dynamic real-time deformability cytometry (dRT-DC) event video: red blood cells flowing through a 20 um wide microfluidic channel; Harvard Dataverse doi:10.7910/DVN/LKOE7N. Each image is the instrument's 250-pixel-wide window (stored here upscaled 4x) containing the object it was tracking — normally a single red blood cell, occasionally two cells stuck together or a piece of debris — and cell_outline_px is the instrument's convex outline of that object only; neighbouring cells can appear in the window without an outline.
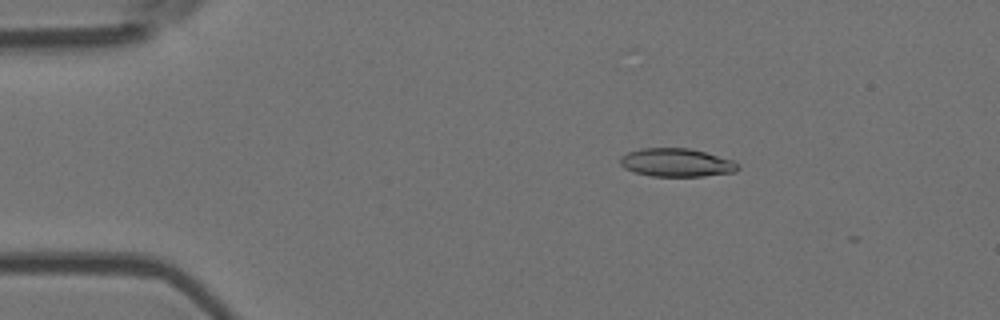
{"species": "Egyptian fruit bat (a non-hibernating species)", "species_latin": "Rousettus aegyptiacus", "temperature_condition": "room temperature", "stored_images_in_passage": 4, "camera_frame_rate_fps": 3000, "um_per_image_px": 0.085, "animal": {"sex": "female"}, "frame": {"image": 1, "passage_image": 2, "time_ms": 0.333, "image_size_px": [1000, 320], "cell_outline_px": [[740, 168], [736, 172], [704, 176], [652, 176], [636, 172], [624, 168], [620, 164], [620, 156], [628, 152], [640, 148], [688, 148], [704, 152], [732, 160], [740, 164]], "centroid_in_image_um": [57.51, 13.82], "position_along_channel_um": 27.5, "area_um2": 19.42}}
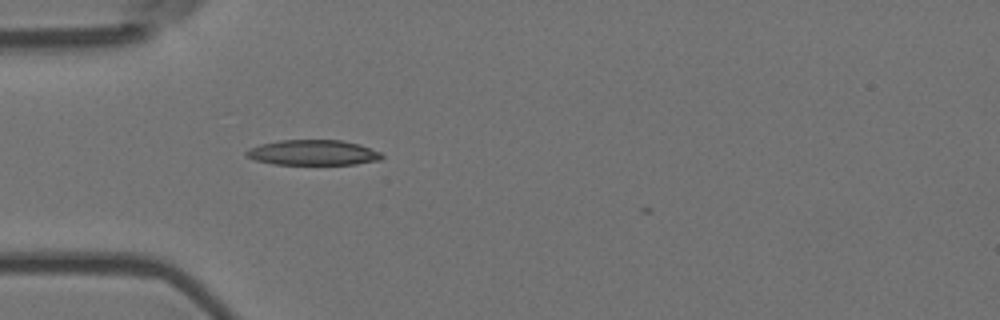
{"frame": {"image": 2, "passage_image": 4, "time_ms": 1.0, "image_size_px": [1000, 320], "cell_outline_px": [[384, 156], [380, 160], [356, 164], [272, 164], [256, 160], [244, 156], [244, 152], [248, 148], [260, 144], [280, 140], [340, 140], [360, 144], [380, 152]], "centroid_in_image_um": [26.58, 12.97], "position_along_channel_um": 58.4, "area_um2": 20.06}}